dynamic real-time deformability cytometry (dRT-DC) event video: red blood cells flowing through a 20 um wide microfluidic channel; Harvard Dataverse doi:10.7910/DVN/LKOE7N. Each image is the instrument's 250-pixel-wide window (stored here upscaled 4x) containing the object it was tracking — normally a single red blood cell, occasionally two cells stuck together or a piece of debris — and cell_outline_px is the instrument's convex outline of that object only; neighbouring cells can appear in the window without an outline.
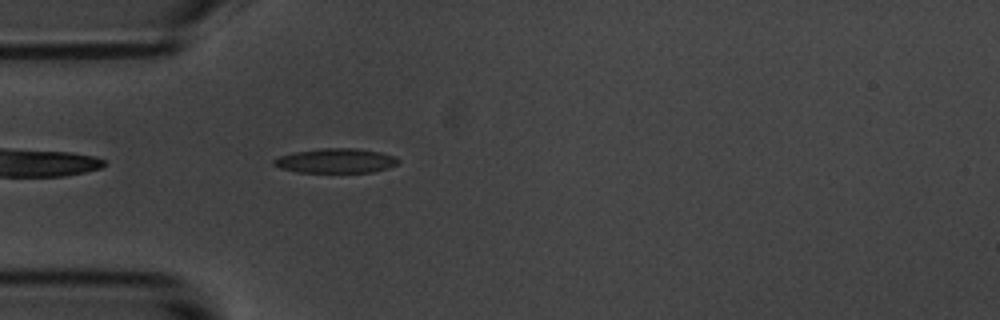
{"species": "common noctule bat (a hibernating species)", "species_latin": "Nyctalus noctula", "temperature_condition": "room temperature", "stored_images_in_passage": 42, "camera_frame_rate_fps": 3000, "um_per_image_px": 0.085, "animal": {"sex": "male", "body_mass_g": 20.1, "forearm_length_mm": 53.5}, "frame": {"image": 1, "passage_image": 3, "time_ms": 0.667, "image_size_px": [1000, 320], "cell_outline_px": [[400, 160], [396, 164], [388, 168], [372, 172], [296, 172], [280, 168], [272, 164], [272, 160], [280, 156], [292, 152], [320, 148], [356, 148], [380, 152], [396, 156]], "centroid_in_image_um": [28.52, 13.66], "position_along_channel_um": 56.5, "area_um2": 17.92}}
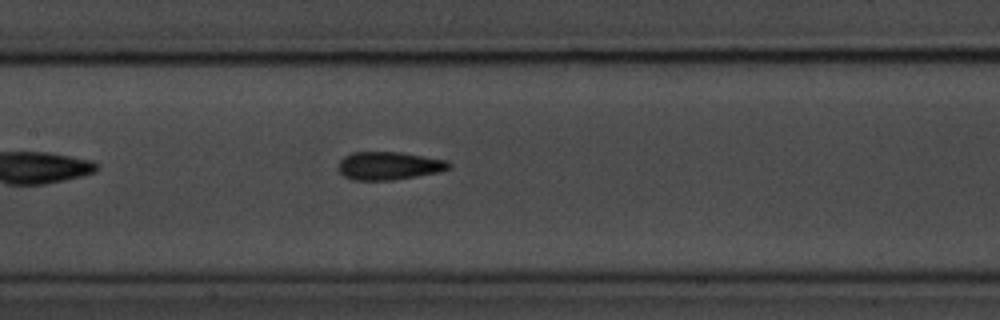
{"frame": {"image": 2, "passage_image": 13, "time_ms": 4.0, "image_size_px": [1000, 320], "cell_outline_px": [[452, 164], [448, 168], [440, 172], [392, 180], [352, 180], [344, 176], [336, 168], [340, 160], [344, 156], [352, 152], [404, 152], [444, 160]], "centroid_in_image_um": [33.01, 14.09], "position_along_channel_um": 174.4, "area_um2": 18.15}}
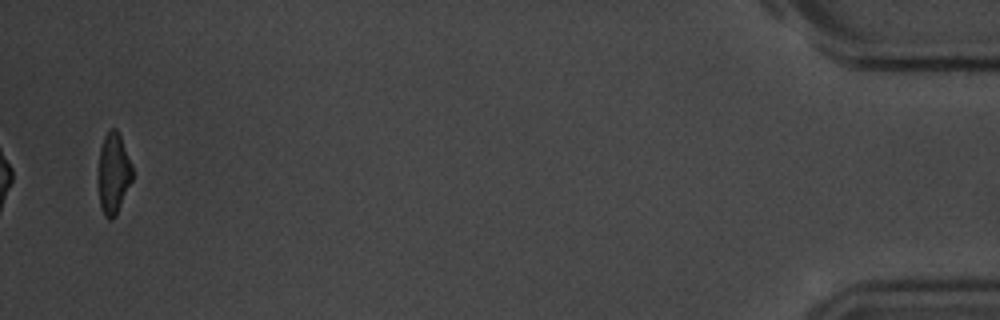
{"frame": {"image": 3, "passage_image": 41, "time_ms": 13.333, "image_size_px": [1000, 320], "cell_outline_px": [[132, 180], [116, 216], [112, 220], [108, 220], [104, 216], [100, 208], [96, 176], [100, 148], [104, 136], [112, 128], [116, 128], [120, 136], [132, 164]], "centroid_in_image_um": [9.6, 14.79], "position_along_channel_um": 425.6, "area_um2": 16.59}, "authors_computed_cell_mechanics": {"area_um2": 17.5134, "velocity_mm_per_s": 3.6357, "shape_relaxation_time_tau1_ms": 3.6548, "shape_relaxation_time_tau2_ms": 2.3575, "deformation_change_tau1": 0.1395, "deformation_change_tau2": 0.0918}}